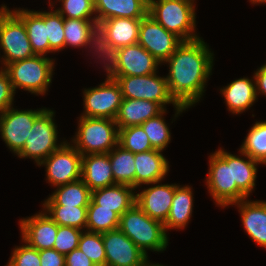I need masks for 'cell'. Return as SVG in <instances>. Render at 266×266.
I'll use <instances>...</instances> for the list:
<instances>
[{
	"label": "cell",
	"instance_id": "1",
	"mask_svg": "<svg viewBox=\"0 0 266 266\" xmlns=\"http://www.w3.org/2000/svg\"><path fill=\"white\" fill-rule=\"evenodd\" d=\"M213 55L199 38L183 41L164 62L169 65L166 76L169 93L178 105L190 108L200 101L212 73Z\"/></svg>",
	"mask_w": 266,
	"mask_h": 266
},
{
	"label": "cell",
	"instance_id": "2",
	"mask_svg": "<svg viewBox=\"0 0 266 266\" xmlns=\"http://www.w3.org/2000/svg\"><path fill=\"white\" fill-rule=\"evenodd\" d=\"M119 229L147 256V250L162 252L168 246L164 224L150 218L136 203L120 216Z\"/></svg>",
	"mask_w": 266,
	"mask_h": 266
},
{
	"label": "cell",
	"instance_id": "3",
	"mask_svg": "<svg viewBox=\"0 0 266 266\" xmlns=\"http://www.w3.org/2000/svg\"><path fill=\"white\" fill-rule=\"evenodd\" d=\"M148 14L183 41L201 38L194 33L196 27L194 0H148Z\"/></svg>",
	"mask_w": 266,
	"mask_h": 266
},
{
	"label": "cell",
	"instance_id": "4",
	"mask_svg": "<svg viewBox=\"0 0 266 266\" xmlns=\"http://www.w3.org/2000/svg\"><path fill=\"white\" fill-rule=\"evenodd\" d=\"M119 128L113 119L80 116L72 144L82 156L109 153L118 145Z\"/></svg>",
	"mask_w": 266,
	"mask_h": 266
},
{
	"label": "cell",
	"instance_id": "5",
	"mask_svg": "<svg viewBox=\"0 0 266 266\" xmlns=\"http://www.w3.org/2000/svg\"><path fill=\"white\" fill-rule=\"evenodd\" d=\"M54 61L52 58L35 55L3 68L9 75L14 92L20 88L31 94L44 95L52 83Z\"/></svg>",
	"mask_w": 266,
	"mask_h": 266
},
{
	"label": "cell",
	"instance_id": "6",
	"mask_svg": "<svg viewBox=\"0 0 266 266\" xmlns=\"http://www.w3.org/2000/svg\"><path fill=\"white\" fill-rule=\"evenodd\" d=\"M209 157L206 184L216 205L224 208L246 199L247 196L233 182L232 154L221 148Z\"/></svg>",
	"mask_w": 266,
	"mask_h": 266
},
{
	"label": "cell",
	"instance_id": "7",
	"mask_svg": "<svg viewBox=\"0 0 266 266\" xmlns=\"http://www.w3.org/2000/svg\"><path fill=\"white\" fill-rule=\"evenodd\" d=\"M0 49L3 67L35 56L23 21L5 5L0 8Z\"/></svg>",
	"mask_w": 266,
	"mask_h": 266
},
{
	"label": "cell",
	"instance_id": "8",
	"mask_svg": "<svg viewBox=\"0 0 266 266\" xmlns=\"http://www.w3.org/2000/svg\"><path fill=\"white\" fill-rule=\"evenodd\" d=\"M119 84L123 98L143 99L159 103L164 109L167 104L175 107V117L185 111L186 107L178 105L171 97L166 77L157 76L156 73L144 76H119Z\"/></svg>",
	"mask_w": 266,
	"mask_h": 266
},
{
	"label": "cell",
	"instance_id": "9",
	"mask_svg": "<svg viewBox=\"0 0 266 266\" xmlns=\"http://www.w3.org/2000/svg\"><path fill=\"white\" fill-rule=\"evenodd\" d=\"M55 112L45 109L34 121L25 145L17 154L20 158H31L39 165L52 152L59 149L66 141L57 145L58 130L54 119Z\"/></svg>",
	"mask_w": 266,
	"mask_h": 266
},
{
	"label": "cell",
	"instance_id": "10",
	"mask_svg": "<svg viewBox=\"0 0 266 266\" xmlns=\"http://www.w3.org/2000/svg\"><path fill=\"white\" fill-rule=\"evenodd\" d=\"M46 166L48 183L54 187L81 179L82 154L70 143L65 142L38 166Z\"/></svg>",
	"mask_w": 266,
	"mask_h": 266
},
{
	"label": "cell",
	"instance_id": "11",
	"mask_svg": "<svg viewBox=\"0 0 266 266\" xmlns=\"http://www.w3.org/2000/svg\"><path fill=\"white\" fill-rule=\"evenodd\" d=\"M83 117L106 118L115 120L121 102L122 92L116 81H104L99 86L84 89Z\"/></svg>",
	"mask_w": 266,
	"mask_h": 266
},
{
	"label": "cell",
	"instance_id": "12",
	"mask_svg": "<svg viewBox=\"0 0 266 266\" xmlns=\"http://www.w3.org/2000/svg\"><path fill=\"white\" fill-rule=\"evenodd\" d=\"M45 109L18 110L11 106L0 114L1 138L10 151L17 155L22 150L35 119Z\"/></svg>",
	"mask_w": 266,
	"mask_h": 266
},
{
	"label": "cell",
	"instance_id": "13",
	"mask_svg": "<svg viewBox=\"0 0 266 266\" xmlns=\"http://www.w3.org/2000/svg\"><path fill=\"white\" fill-rule=\"evenodd\" d=\"M183 40L167 31L149 14L141 19L138 44L145 48L160 63H164L182 44Z\"/></svg>",
	"mask_w": 266,
	"mask_h": 266
},
{
	"label": "cell",
	"instance_id": "14",
	"mask_svg": "<svg viewBox=\"0 0 266 266\" xmlns=\"http://www.w3.org/2000/svg\"><path fill=\"white\" fill-rule=\"evenodd\" d=\"M105 266H144L148 256L119 228L102 233Z\"/></svg>",
	"mask_w": 266,
	"mask_h": 266
},
{
	"label": "cell",
	"instance_id": "15",
	"mask_svg": "<svg viewBox=\"0 0 266 266\" xmlns=\"http://www.w3.org/2000/svg\"><path fill=\"white\" fill-rule=\"evenodd\" d=\"M19 222L23 242L39 251L53 248L58 224L46 212L41 211Z\"/></svg>",
	"mask_w": 266,
	"mask_h": 266
},
{
	"label": "cell",
	"instance_id": "16",
	"mask_svg": "<svg viewBox=\"0 0 266 266\" xmlns=\"http://www.w3.org/2000/svg\"><path fill=\"white\" fill-rule=\"evenodd\" d=\"M154 184L155 186L136 194V204L150 218L164 223L174 198L175 184Z\"/></svg>",
	"mask_w": 266,
	"mask_h": 266
},
{
	"label": "cell",
	"instance_id": "17",
	"mask_svg": "<svg viewBox=\"0 0 266 266\" xmlns=\"http://www.w3.org/2000/svg\"><path fill=\"white\" fill-rule=\"evenodd\" d=\"M119 76H144L157 73L161 63L138 43L120 48Z\"/></svg>",
	"mask_w": 266,
	"mask_h": 266
},
{
	"label": "cell",
	"instance_id": "18",
	"mask_svg": "<svg viewBox=\"0 0 266 266\" xmlns=\"http://www.w3.org/2000/svg\"><path fill=\"white\" fill-rule=\"evenodd\" d=\"M160 150L135 153V189L161 182L169 171V162Z\"/></svg>",
	"mask_w": 266,
	"mask_h": 266
},
{
	"label": "cell",
	"instance_id": "19",
	"mask_svg": "<svg viewBox=\"0 0 266 266\" xmlns=\"http://www.w3.org/2000/svg\"><path fill=\"white\" fill-rule=\"evenodd\" d=\"M81 179L91 191L115 185L109 154L82 156Z\"/></svg>",
	"mask_w": 266,
	"mask_h": 266
},
{
	"label": "cell",
	"instance_id": "20",
	"mask_svg": "<svg viewBox=\"0 0 266 266\" xmlns=\"http://www.w3.org/2000/svg\"><path fill=\"white\" fill-rule=\"evenodd\" d=\"M239 207L245 231L259 246L266 248V201L241 200Z\"/></svg>",
	"mask_w": 266,
	"mask_h": 266
},
{
	"label": "cell",
	"instance_id": "21",
	"mask_svg": "<svg viewBox=\"0 0 266 266\" xmlns=\"http://www.w3.org/2000/svg\"><path fill=\"white\" fill-rule=\"evenodd\" d=\"M164 110L159 103L153 101L123 98L115 122L118 128L137 126Z\"/></svg>",
	"mask_w": 266,
	"mask_h": 266
},
{
	"label": "cell",
	"instance_id": "22",
	"mask_svg": "<svg viewBox=\"0 0 266 266\" xmlns=\"http://www.w3.org/2000/svg\"><path fill=\"white\" fill-rule=\"evenodd\" d=\"M97 24L110 18L143 19L148 14V0H94Z\"/></svg>",
	"mask_w": 266,
	"mask_h": 266
},
{
	"label": "cell",
	"instance_id": "23",
	"mask_svg": "<svg viewBox=\"0 0 266 266\" xmlns=\"http://www.w3.org/2000/svg\"><path fill=\"white\" fill-rule=\"evenodd\" d=\"M135 188L115 184L92 191L91 200L100 208L111 209L121 216L136 203Z\"/></svg>",
	"mask_w": 266,
	"mask_h": 266
},
{
	"label": "cell",
	"instance_id": "24",
	"mask_svg": "<svg viewBox=\"0 0 266 266\" xmlns=\"http://www.w3.org/2000/svg\"><path fill=\"white\" fill-rule=\"evenodd\" d=\"M253 79L239 78L220 90L228 110L233 114L243 113L252 107L253 103L257 100L254 76Z\"/></svg>",
	"mask_w": 266,
	"mask_h": 266
},
{
	"label": "cell",
	"instance_id": "25",
	"mask_svg": "<svg viewBox=\"0 0 266 266\" xmlns=\"http://www.w3.org/2000/svg\"><path fill=\"white\" fill-rule=\"evenodd\" d=\"M95 51L98 58H102L107 72L106 81H116L119 77V53L120 48L115 47L107 39L105 31L96 24L88 35L87 45Z\"/></svg>",
	"mask_w": 266,
	"mask_h": 266
},
{
	"label": "cell",
	"instance_id": "26",
	"mask_svg": "<svg viewBox=\"0 0 266 266\" xmlns=\"http://www.w3.org/2000/svg\"><path fill=\"white\" fill-rule=\"evenodd\" d=\"M98 24L115 47L121 48L138 43L141 19L110 18L100 21Z\"/></svg>",
	"mask_w": 266,
	"mask_h": 266
},
{
	"label": "cell",
	"instance_id": "27",
	"mask_svg": "<svg viewBox=\"0 0 266 266\" xmlns=\"http://www.w3.org/2000/svg\"><path fill=\"white\" fill-rule=\"evenodd\" d=\"M193 210V193L190 186L175 184L174 198L169 215L164 224L165 232L169 229H184L189 223Z\"/></svg>",
	"mask_w": 266,
	"mask_h": 266
},
{
	"label": "cell",
	"instance_id": "28",
	"mask_svg": "<svg viewBox=\"0 0 266 266\" xmlns=\"http://www.w3.org/2000/svg\"><path fill=\"white\" fill-rule=\"evenodd\" d=\"M92 191L83 182L82 179L58 186L57 189L49 195L43 205H65L88 207L91 201Z\"/></svg>",
	"mask_w": 266,
	"mask_h": 266
},
{
	"label": "cell",
	"instance_id": "29",
	"mask_svg": "<svg viewBox=\"0 0 266 266\" xmlns=\"http://www.w3.org/2000/svg\"><path fill=\"white\" fill-rule=\"evenodd\" d=\"M12 11L23 21L34 54L46 56L49 53V41L44 20L35 11L28 9Z\"/></svg>",
	"mask_w": 266,
	"mask_h": 266
},
{
	"label": "cell",
	"instance_id": "30",
	"mask_svg": "<svg viewBox=\"0 0 266 266\" xmlns=\"http://www.w3.org/2000/svg\"><path fill=\"white\" fill-rule=\"evenodd\" d=\"M108 154L115 184H123L135 188L134 153L117 145Z\"/></svg>",
	"mask_w": 266,
	"mask_h": 266
},
{
	"label": "cell",
	"instance_id": "31",
	"mask_svg": "<svg viewBox=\"0 0 266 266\" xmlns=\"http://www.w3.org/2000/svg\"><path fill=\"white\" fill-rule=\"evenodd\" d=\"M240 154L244 158L232 154L233 182H236L237 187L249 197L256 185L257 165L261 163L241 151Z\"/></svg>",
	"mask_w": 266,
	"mask_h": 266
},
{
	"label": "cell",
	"instance_id": "32",
	"mask_svg": "<svg viewBox=\"0 0 266 266\" xmlns=\"http://www.w3.org/2000/svg\"><path fill=\"white\" fill-rule=\"evenodd\" d=\"M43 208L58 225L86 230L87 207L43 205Z\"/></svg>",
	"mask_w": 266,
	"mask_h": 266
},
{
	"label": "cell",
	"instance_id": "33",
	"mask_svg": "<svg viewBox=\"0 0 266 266\" xmlns=\"http://www.w3.org/2000/svg\"><path fill=\"white\" fill-rule=\"evenodd\" d=\"M120 216L111 209L100 208L92 200L87 207L86 229L90 232L105 233L119 228Z\"/></svg>",
	"mask_w": 266,
	"mask_h": 266
},
{
	"label": "cell",
	"instance_id": "34",
	"mask_svg": "<svg viewBox=\"0 0 266 266\" xmlns=\"http://www.w3.org/2000/svg\"><path fill=\"white\" fill-rule=\"evenodd\" d=\"M240 147L239 151L261 164H266V121H257Z\"/></svg>",
	"mask_w": 266,
	"mask_h": 266
},
{
	"label": "cell",
	"instance_id": "35",
	"mask_svg": "<svg viewBox=\"0 0 266 266\" xmlns=\"http://www.w3.org/2000/svg\"><path fill=\"white\" fill-rule=\"evenodd\" d=\"M96 24L97 19L64 18L65 47H86L88 35Z\"/></svg>",
	"mask_w": 266,
	"mask_h": 266
},
{
	"label": "cell",
	"instance_id": "36",
	"mask_svg": "<svg viewBox=\"0 0 266 266\" xmlns=\"http://www.w3.org/2000/svg\"><path fill=\"white\" fill-rule=\"evenodd\" d=\"M45 22L49 53L65 49L64 18L56 11H35Z\"/></svg>",
	"mask_w": 266,
	"mask_h": 266
},
{
	"label": "cell",
	"instance_id": "37",
	"mask_svg": "<svg viewBox=\"0 0 266 266\" xmlns=\"http://www.w3.org/2000/svg\"><path fill=\"white\" fill-rule=\"evenodd\" d=\"M118 145L134 154L154 149L140 125L119 128Z\"/></svg>",
	"mask_w": 266,
	"mask_h": 266
},
{
	"label": "cell",
	"instance_id": "38",
	"mask_svg": "<svg viewBox=\"0 0 266 266\" xmlns=\"http://www.w3.org/2000/svg\"><path fill=\"white\" fill-rule=\"evenodd\" d=\"M165 113L166 109L140 125L147 134L152 147L160 151H163L171 141V133L163 117Z\"/></svg>",
	"mask_w": 266,
	"mask_h": 266
},
{
	"label": "cell",
	"instance_id": "39",
	"mask_svg": "<svg viewBox=\"0 0 266 266\" xmlns=\"http://www.w3.org/2000/svg\"><path fill=\"white\" fill-rule=\"evenodd\" d=\"M78 248L96 266H105L106 255L101 233L84 230L80 236Z\"/></svg>",
	"mask_w": 266,
	"mask_h": 266
},
{
	"label": "cell",
	"instance_id": "40",
	"mask_svg": "<svg viewBox=\"0 0 266 266\" xmlns=\"http://www.w3.org/2000/svg\"><path fill=\"white\" fill-rule=\"evenodd\" d=\"M63 7H59L56 11L63 18L75 19H96L92 17L95 13L94 0H59Z\"/></svg>",
	"mask_w": 266,
	"mask_h": 266
},
{
	"label": "cell",
	"instance_id": "41",
	"mask_svg": "<svg viewBox=\"0 0 266 266\" xmlns=\"http://www.w3.org/2000/svg\"><path fill=\"white\" fill-rule=\"evenodd\" d=\"M84 231L69 226L58 225V231L55 238L53 249L59 253L66 255L72 250L78 248L79 239Z\"/></svg>",
	"mask_w": 266,
	"mask_h": 266
},
{
	"label": "cell",
	"instance_id": "42",
	"mask_svg": "<svg viewBox=\"0 0 266 266\" xmlns=\"http://www.w3.org/2000/svg\"><path fill=\"white\" fill-rule=\"evenodd\" d=\"M24 243L25 245L14 248L6 266H41L39 250Z\"/></svg>",
	"mask_w": 266,
	"mask_h": 266
},
{
	"label": "cell",
	"instance_id": "43",
	"mask_svg": "<svg viewBox=\"0 0 266 266\" xmlns=\"http://www.w3.org/2000/svg\"><path fill=\"white\" fill-rule=\"evenodd\" d=\"M15 93L7 71L0 68V114L12 106Z\"/></svg>",
	"mask_w": 266,
	"mask_h": 266
},
{
	"label": "cell",
	"instance_id": "44",
	"mask_svg": "<svg viewBox=\"0 0 266 266\" xmlns=\"http://www.w3.org/2000/svg\"><path fill=\"white\" fill-rule=\"evenodd\" d=\"M41 266H65V255L55 249H44L39 251Z\"/></svg>",
	"mask_w": 266,
	"mask_h": 266
},
{
	"label": "cell",
	"instance_id": "45",
	"mask_svg": "<svg viewBox=\"0 0 266 266\" xmlns=\"http://www.w3.org/2000/svg\"><path fill=\"white\" fill-rule=\"evenodd\" d=\"M65 266H96L79 248L65 255Z\"/></svg>",
	"mask_w": 266,
	"mask_h": 266
},
{
	"label": "cell",
	"instance_id": "46",
	"mask_svg": "<svg viewBox=\"0 0 266 266\" xmlns=\"http://www.w3.org/2000/svg\"><path fill=\"white\" fill-rule=\"evenodd\" d=\"M256 94L262 93L266 95V63L262 65L255 73Z\"/></svg>",
	"mask_w": 266,
	"mask_h": 266
},
{
	"label": "cell",
	"instance_id": "47",
	"mask_svg": "<svg viewBox=\"0 0 266 266\" xmlns=\"http://www.w3.org/2000/svg\"><path fill=\"white\" fill-rule=\"evenodd\" d=\"M144 266H164V265H161L159 263H157V264L150 263V261H148V259H147L146 262L144 263Z\"/></svg>",
	"mask_w": 266,
	"mask_h": 266
},
{
	"label": "cell",
	"instance_id": "48",
	"mask_svg": "<svg viewBox=\"0 0 266 266\" xmlns=\"http://www.w3.org/2000/svg\"><path fill=\"white\" fill-rule=\"evenodd\" d=\"M252 4H265L266 0H249Z\"/></svg>",
	"mask_w": 266,
	"mask_h": 266
}]
</instances>
